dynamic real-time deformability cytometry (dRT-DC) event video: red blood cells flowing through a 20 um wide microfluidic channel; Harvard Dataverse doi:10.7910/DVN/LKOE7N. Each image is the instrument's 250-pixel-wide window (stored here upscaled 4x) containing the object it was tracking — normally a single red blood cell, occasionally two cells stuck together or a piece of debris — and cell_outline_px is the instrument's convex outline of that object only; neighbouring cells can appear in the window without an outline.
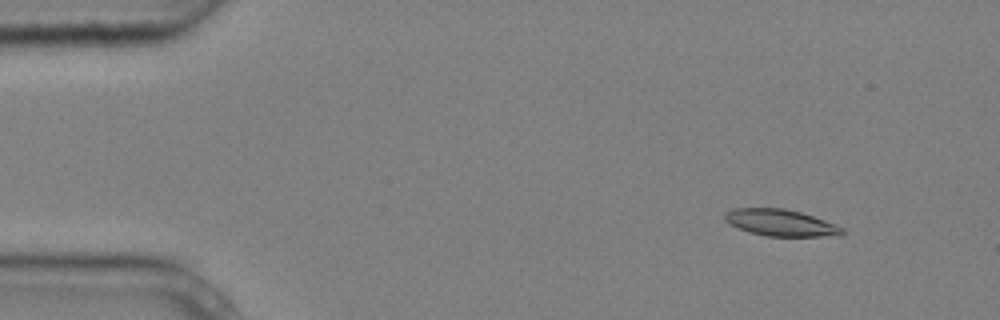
{"species": "common noctule bat (a hibernating species)", "species_latin": "Nyctalus noctula", "temperature_condition": "cold", "stored_images_in_passage": 6, "camera_frame_rate_fps": 3000, "um_per_image_px": 0.085, "animal": {"sex": "male", "body_mass_g": 20.4}, "frame": {"image": 1, "passage_image": 1, "time_ms": 0.0, "image_size_px": [1000, 320], "cell_outline_px": [[844, 232], [840, 236], [764, 236], [748, 232], [736, 228], [728, 224], [724, 220], [724, 216], [728, 212], [736, 208], [784, 208], [800, 212], [836, 224], [844, 228]], "centroid_in_image_um": [66.35, 18.94], "position_along_channel_um": 18.7, "area_um2": 18.32}}
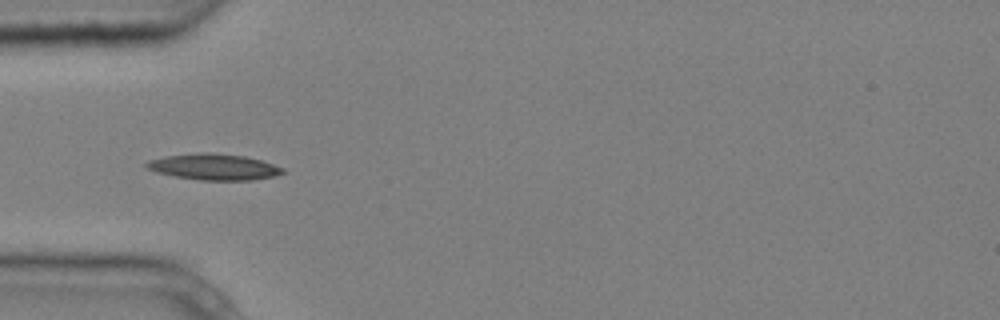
{"frame": {"image": 2, "passage_image": 4, "time_ms": 1.0, "image_size_px": [1000, 320], "cell_outline_px": [[288, 172], [272, 176], [252, 180], [200, 180], [176, 176], [156, 172], [148, 168], [144, 164], [148, 160], [164, 156], [196, 152], [212, 152], [244, 156], [260, 160], [284, 168]], "centroid_in_image_um": [18.17, 14.17], "position_along_channel_um": 66.8, "area_um2": 20.75}}
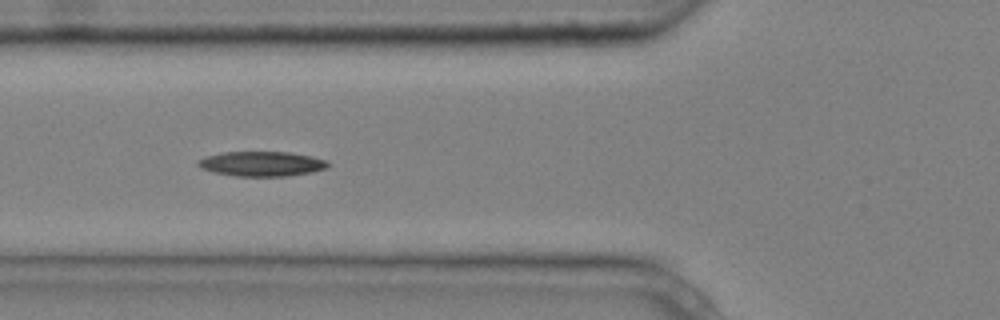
{"frame": {"image": 3, "passage_image": 5, "time_ms": 1.333, "image_size_px": [1000, 320], "cell_outline_px": [[328, 164], [324, 168], [312, 172], [288, 176], [236, 176], [216, 172], [200, 168], [196, 164], [196, 160], [204, 156], [220, 152], [288, 152], [312, 156], [324, 160]], "centroid_in_image_um": [22.16, 13.91], "position_along_channel_um": 103.6, "area_um2": 18.73}}